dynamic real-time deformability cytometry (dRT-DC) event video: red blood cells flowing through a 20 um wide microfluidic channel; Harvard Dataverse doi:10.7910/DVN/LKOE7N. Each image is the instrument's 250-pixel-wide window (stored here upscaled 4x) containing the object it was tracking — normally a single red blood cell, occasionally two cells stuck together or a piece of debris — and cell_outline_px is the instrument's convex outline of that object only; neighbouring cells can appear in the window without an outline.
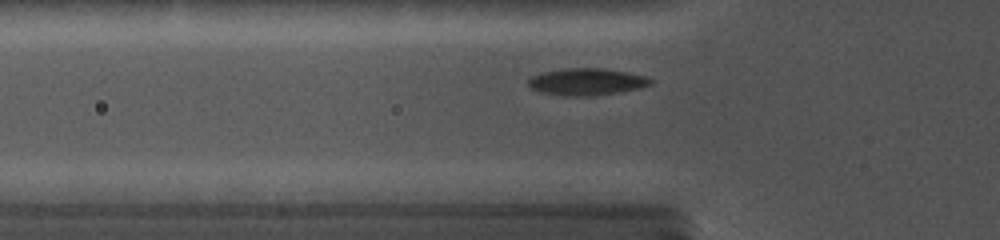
{"species": "common noctule bat (a hibernating species)", "species_latin": "Nyctalus noctula", "temperature_condition": "cold", "stored_images_in_passage": 33, "camera_frame_rate_fps": 5000, "um_per_image_px": 0.085, "animal": {"sex": "female", "body_mass_g": 19.0, "forearm_length_mm": 56.7}, "frame": {"image": 1, "passage_image": 6, "time_ms": 1.8, "image_size_px": [1000, 240], "cell_outline_px": [[652, 84], [640, 88], [616, 92], [584, 96], [580, 96], [544, 92], [532, 88], [528, 84], [528, 80], [532, 76], [540, 72], [564, 68], [604, 68], [628, 72], [648, 76], [652, 80]], "centroid_in_image_um": [49.91, 6.91], "position_along_channel_um": 75.9, "area_um2": 18.9}}
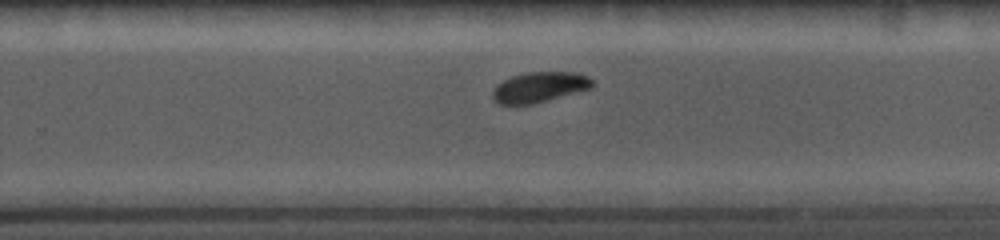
{"frame": {"image": 2, "passage_image": 22, "time_ms": 7.2, "image_size_px": [1000, 240], "cell_outline_px": [[596, 84], [592, 88], [532, 104], [500, 104], [492, 96], [492, 92], [504, 80], [512, 76], [528, 72], [576, 72], [588, 76]], "centroid_in_image_um": [45.92, 7.39], "position_along_channel_um": 283.9, "area_um2": 17.4}}
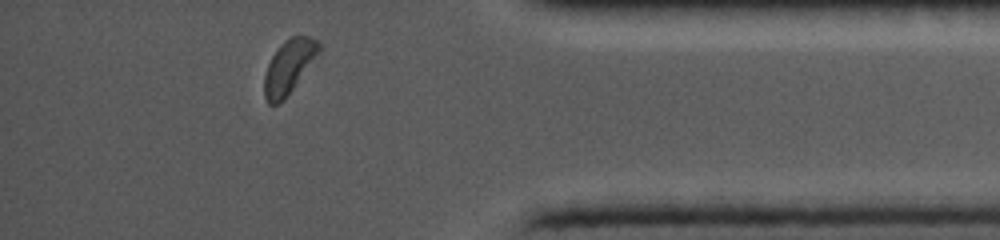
{"frame": {"image": 3, "passage_image": 33, "time_ms": 10.8, "image_size_px": [1000, 240], "cell_outline_px": [[320, 56], [284, 100], [276, 104], [268, 104], [264, 96], [264, 76], [268, 64], [276, 48], [284, 40], [292, 36], [308, 36], [316, 40], [320, 44]], "centroid_in_image_um": [24.58, 5.67], "position_along_channel_um": 410.6, "area_um2": 17.51}}